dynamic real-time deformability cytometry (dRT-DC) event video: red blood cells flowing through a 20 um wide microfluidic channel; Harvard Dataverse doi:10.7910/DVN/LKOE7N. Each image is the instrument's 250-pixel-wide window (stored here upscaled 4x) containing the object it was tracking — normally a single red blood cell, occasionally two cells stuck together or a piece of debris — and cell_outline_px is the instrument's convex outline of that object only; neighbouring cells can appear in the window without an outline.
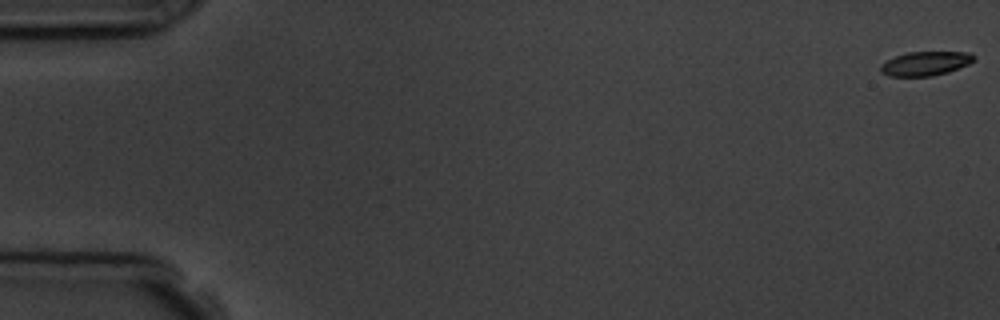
{"species": "common noctule bat (a hibernating species)", "species_latin": "Nyctalus noctula", "temperature_condition": "room temperature", "stored_images_in_passage": 3, "camera_frame_rate_fps": 3000, "um_per_image_px": 0.085, "animal": {"sex": "male", "body_mass_g": 19.5, "forearm_length_mm": 54.6}, "frame": {"image": 1, "passage_image": 1, "time_ms": 0.0, "image_size_px": [1000, 320], "cell_outline_px": [[976, 60], [968, 64], [948, 72], [932, 76], [888, 76], [880, 72], [880, 64], [896, 56], [908, 52], [968, 52], [976, 56]], "centroid_in_image_um": [78.67, 5.4], "position_along_channel_um": 6.3, "area_um2": 13.12}}